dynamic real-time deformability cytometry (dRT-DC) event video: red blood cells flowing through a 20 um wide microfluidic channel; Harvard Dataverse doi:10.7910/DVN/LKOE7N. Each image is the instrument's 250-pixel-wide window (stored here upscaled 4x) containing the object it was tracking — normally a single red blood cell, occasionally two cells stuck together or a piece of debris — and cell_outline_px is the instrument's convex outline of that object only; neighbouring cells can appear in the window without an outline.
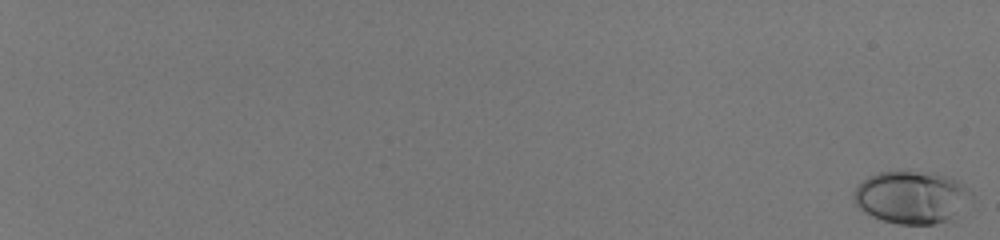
{"species": "human", "species_latin": "Homo sapiens", "temperature_condition": "room temperature", "stored_images_in_passage": 57, "camera_frame_rate_fps": 3000, "um_per_image_px": 0.085, "donor": {"sex": "male"}, "frame": {"image": 1, "passage_image": 1, "time_ms": 0.0, "image_size_px": [1000, 240], "cell_outline_px": [[972, 196], [948, 220], [936, 224], [896, 224], [872, 216], [860, 208], [856, 204], [852, 196], [856, 188], [868, 176], [880, 172], [932, 172], [956, 180], [972, 192]], "centroid_in_image_um": [77.44, 16.76], "position_along_channel_um": 7.6, "area_um2": 35.26}}
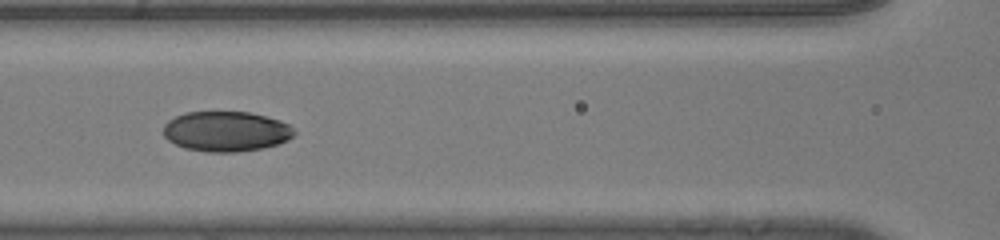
{"frame": {"image": 2, "passage_image": 33, "time_ms": 10.667, "image_size_px": [1000, 240], "cell_outline_px": [[296, 132], [288, 140], [276, 144], [260, 148], [236, 152], [208, 152], [184, 148], [168, 140], [164, 136], [164, 124], [168, 120], [184, 112], [248, 112], [280, 120], [288, 124]], "centroid_in_image_um": [19.19, 11.16], "position_along_channel_um": 147.4, "area_um2": 30.46}}
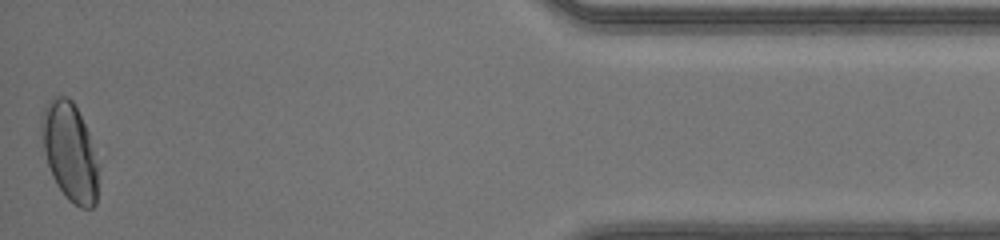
{"frame": {"image": 3, "passage_image": 57, "time_ms": 18.667, "image_size_px": [1000, 240], "cell_outline_px": [[100, 168], [96, 204], [92, 208], [80, 208], [68, 200], [64, 196], [56, 184], [52, 176], [48, 164], [44, 148], [40, 124], [40, 116], [44, 108], [52, 96], [68, 96], [72, 100], [88, 132]], "centroid_in_image_um": [5.95, 12.93], "position_along_channel_um": 429.3, "area_um2": 32.83}, "authors_computed_cell_mechanics": {"area_um2": 31.1542, "velocity_mm_per_s": 4.1778, "shape_relaxation_time_tau1_ms": 3.6042, "shape_relaxation_time_tau2_ms": 0.8173, "deformation_change_tau1": 0.1478, "deformation_change_tau2": 0.0314}}